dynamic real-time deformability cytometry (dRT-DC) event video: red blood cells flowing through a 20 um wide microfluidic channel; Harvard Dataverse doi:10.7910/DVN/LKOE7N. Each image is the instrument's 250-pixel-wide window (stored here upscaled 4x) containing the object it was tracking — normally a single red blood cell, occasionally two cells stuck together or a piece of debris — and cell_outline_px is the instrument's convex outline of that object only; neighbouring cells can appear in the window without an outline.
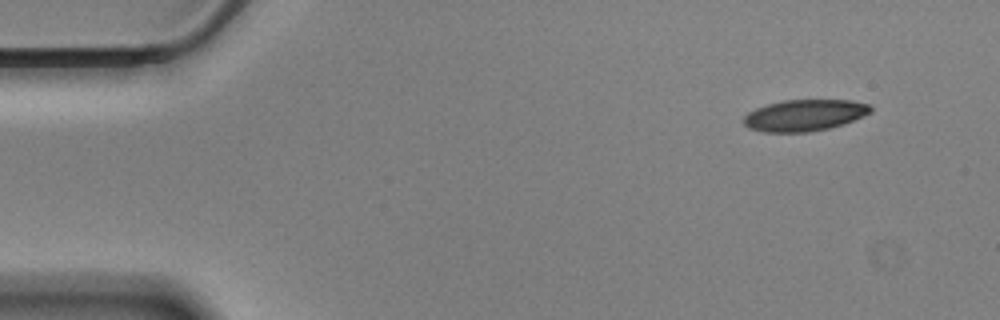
{"species": "Egyptian fruit bat (a non-hibernating species)", "species_latin": "Rousettus aegyptiacus", "temperature_condition": "cold", "stored_images_in_passage": 53, "camera_frame_rate_fps": 3000, "um_per_image_px": 0.085, "animal": {"sex": "male"}, "frame": {"image": 1, "passage_image": 1, "time_ms": 0.0, "image_size_px": [1000, 320], "cell_outline_px": [[872, 112], [844, 124], [828, 128], [808, 132], [764, 132], [748, 128], [744, 124], [744, 116], [748, 112], [756, 108], [768, 104], [784, 100], [852, 100], [868, 104], [872, 108]], "centroid_in_image_um": [68.38, 9.8], "position_along_channel_um": 16.6, "area_um2": 23.24}}
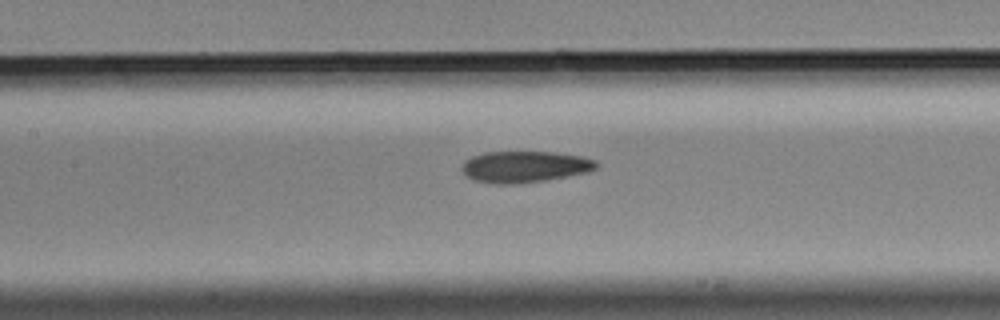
{"frame": {"image": 2, "passage_image": 22, "time_ms": 7.0, "image_size_px": [1000, 320], "cell_outline_px": [[600, 164], [596, 168], [588, 172], [544, 180], [520, 184], [492, 184], [472, 180], [460, 168], [464, 160], [472, 156], [484, 152], [552, 152], [580, 156], [596, 160]], "centroid_in_image_um": [44.57, 14.18], "position_along_channel_um": 162.8, "area_um2": 24.74}}
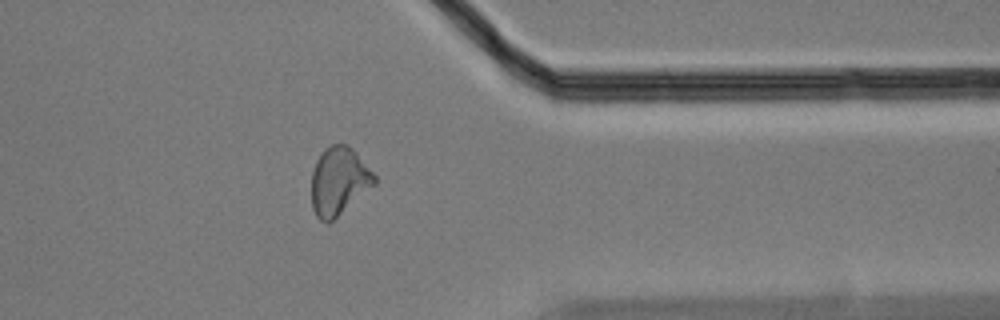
{"frame": {"image": 3, "passage_image": 42, "time_ms": 13.667, "image_size_px": [1000, 320], "cell_outline_px": [[376, 184], [328, 224], [320, 220], [316, 216], [312, 208], [312, 172], [316, 160], [324, 148], [332, 144], [348, 144], [356, 152], [376, 176]], "centroid_in_image_um": [28.8, 15.39], "position_along_channel_um": 382.6, "area_um2": 24.97}, "authors_computed_cell_mechanics": {"area_um2": 24.7962, "velocity_mm_per_s": 3.4646, "shape_relaxation_time_tau1_ms": 7.0928, "shape_relaxation_time_tau2_ms": 2.6261, "deformation_change_tau1": 0.1628, "deformation_change_tau2": 0.0988}}